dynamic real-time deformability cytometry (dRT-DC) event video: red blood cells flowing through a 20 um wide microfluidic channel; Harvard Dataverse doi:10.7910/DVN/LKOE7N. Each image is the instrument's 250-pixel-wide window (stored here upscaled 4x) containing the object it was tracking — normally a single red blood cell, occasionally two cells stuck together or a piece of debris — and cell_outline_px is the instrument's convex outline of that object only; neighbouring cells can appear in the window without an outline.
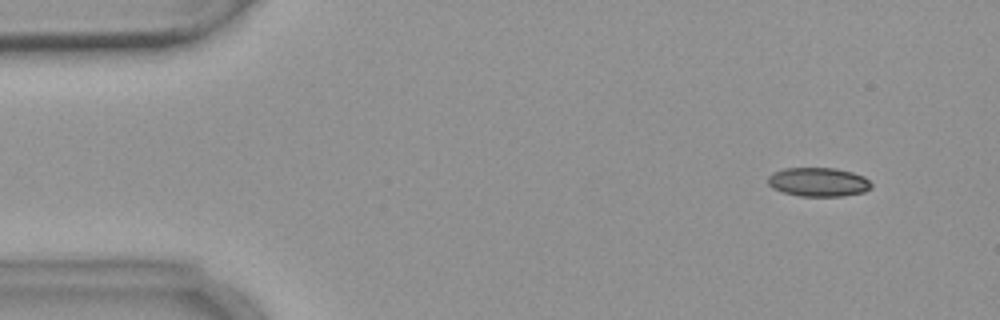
{"species": "common noctule bat (a hibernating species)", "species_latin": "Nyctalus noctula", "temperature_condition": "warm", "stored_images_in_passage": 4, "camera_frame_rate_fps": 3000, "um_per_image_px": 0.085, "animal": {"sex": "female", "body_mass_g": 18.4}, "frame": {"image": 1, "passage_image": 1, "time_ms": 0.0, "image_size_px": [1000, 320], "cell_outline_px": [[872, 188], [864, 192], [844, 196], [800, 196], [784, 192], [772, 188], [768, 184], [768, 176], [772, 172], [784, 168], [836, 168], [852, 172], [864, 176], [872, 184]], "centroid_in_image_um": [69.57, 15.47], "position_along_channel_um": 15.4, "area_um2": 17.57}}